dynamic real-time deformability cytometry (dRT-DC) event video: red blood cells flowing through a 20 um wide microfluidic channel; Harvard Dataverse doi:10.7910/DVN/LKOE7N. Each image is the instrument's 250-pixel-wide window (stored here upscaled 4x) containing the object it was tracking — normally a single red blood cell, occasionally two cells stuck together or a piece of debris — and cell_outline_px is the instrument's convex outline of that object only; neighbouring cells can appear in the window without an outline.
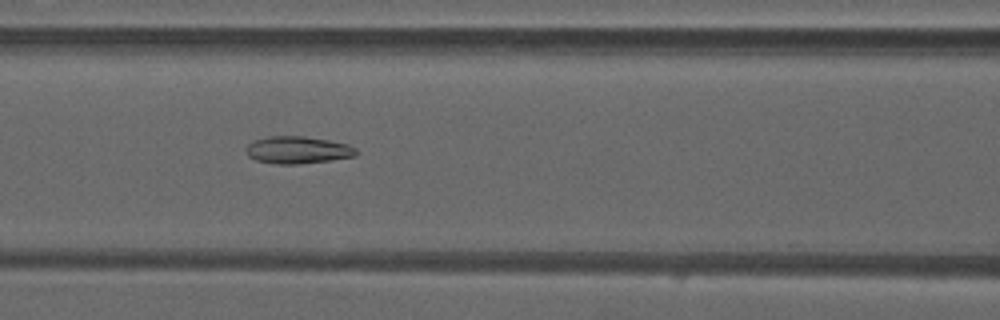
{"species": "common noctule bat (a hibernating species)", "species_latin": "Nyctalus noctula", "temperature_condition": "warm", "stored_images_in_passage": 41, "camera_frame_rate_fps": 3000, "um_per_image_px": 0.085, "animal": {"sex": "male", "forearm_length_mm": 52.5}, "frame": {"image": 1, "passage_image": 14, "time_ms": 4.333, "image_size_px": [1000, 320], "cell_outline_px": [[356, 156], [332, 160], [300, 164], [276, 164], [256, 160], [248, 156], [244, 148], [252, 140], [268, 136], [304, 136], [328, 140], [348, 144], [356, 148]], "centroid_in_image_um": [25.27, 12.75], "position_along_channel_um": 141.3, "area_um2": 17.69}}
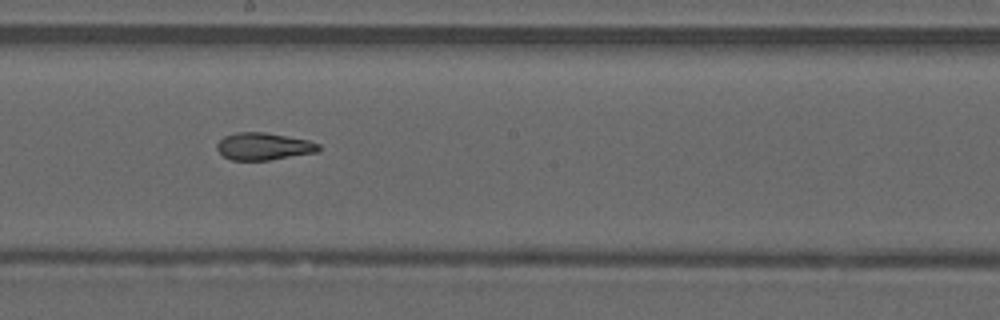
{"frame": {"image": 2, "passage_image": 20, "time_ms": 6.333, "image_size_px": [1000, 320], "cell_outline_px": [[320, 152], [268, 160], [232, 160], [224, 156], [216, 148], [216, 144], [224, 136], [236, 132], [264, 132], [308, 140], [320, 144]], "centroid_in_image_um": [22.42, 12.44], "position_along_channel_um": 225.8, "area_um2": 16.18}}
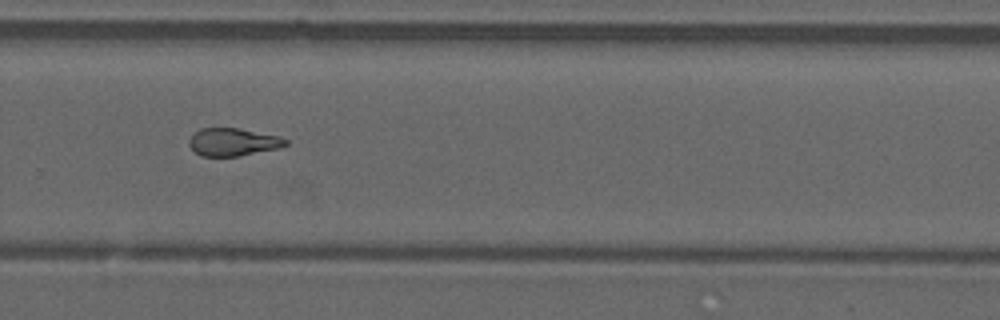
{"frame": {"image": 3, "passage_image": 26, "time_ms": 8.333, "image_size_px": [1000, 320], "cell_outline_px": [[288, 144], [280, 148], [236, 156], [200, 156], [188, 144], [188, 140], [200, 128], [240, 128], [280, 136], [288, 140]], "centroid_in_image_um": [19.83, 12.06], "position_along_channel_um": 310.0, "area_um2": 15.61}, "authors_computed_cell_mechanics": {"area_um2": 16.8776, "velocity_mm_per_s": 4.2323, "shape_relaxation_time_tau1_ms": null, "shape_relaxation_time_tau2_ms": 3.4061, "deformation_change_tau1": null, "deformation_change_tau2": 0.1028}}